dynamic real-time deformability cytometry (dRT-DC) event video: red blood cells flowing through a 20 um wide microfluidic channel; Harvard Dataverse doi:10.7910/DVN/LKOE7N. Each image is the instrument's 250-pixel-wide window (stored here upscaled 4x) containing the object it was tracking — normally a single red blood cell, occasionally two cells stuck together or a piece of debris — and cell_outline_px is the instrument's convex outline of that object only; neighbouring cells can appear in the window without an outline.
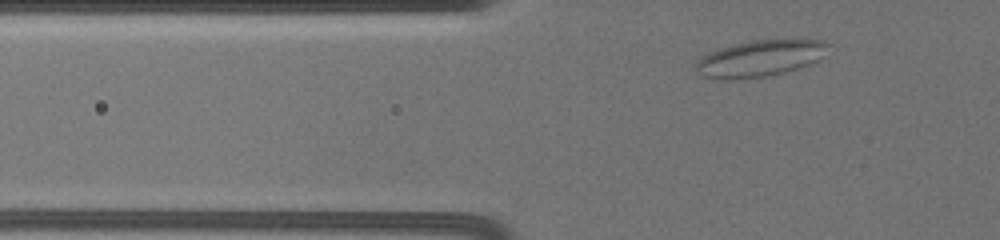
{"species": "common noctule bat (a hibernating species)", "species_latin": "Nyctalus noctula", "temperature_condition": "warm", "stored_images_in_passage": 23, "camera_frame_rate_fps": 3000, "um_per_image_px": 0.085, "animal": {"sex": "female", "body_mass_g": 19.5, "forearm_length_mm": 54.1}, "frame": {"image": 1, "passage_image": 3, "time_ms": 1.0, "image_size_px": [1000, 240], "cell_outline_px": [[832, 44], [816, 60], [808, 64], [784, 72], [768, 76], [732, 80], [716, 80], [704, 76], [696, 72], [696, 64], [708, 52], [720, 48], [752, 40], [824, 40]], "centroid_in_image_um": [64.56, 4.97], "position_along_channel_um": 61.2, "area_um2": 27.74}}
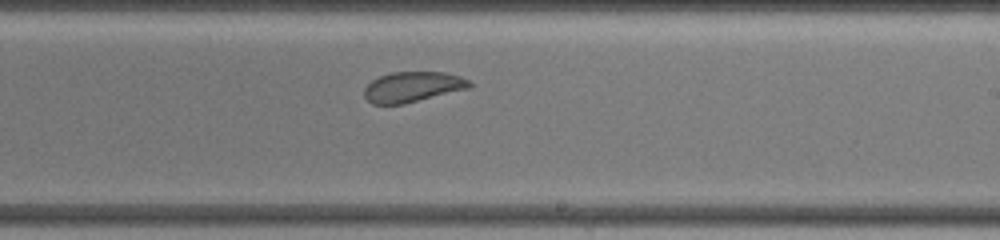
{"frame": {"image": 2, "passage_image": 14, "time_ms": 7.0, "image_size_px": [1000, 240], "cell_outline_px": [[472, 88], [404, 104], [372, 104], [364, 96], [364, 88], [372, 80], [380, 76], [392, 72], [444, 72], [460, 76], [468, 80], [472, 84]], "centroid_in_image_um": [35.1, 7.39], "position_along_channel_um": 253.9, "area_um2": 18.73}}
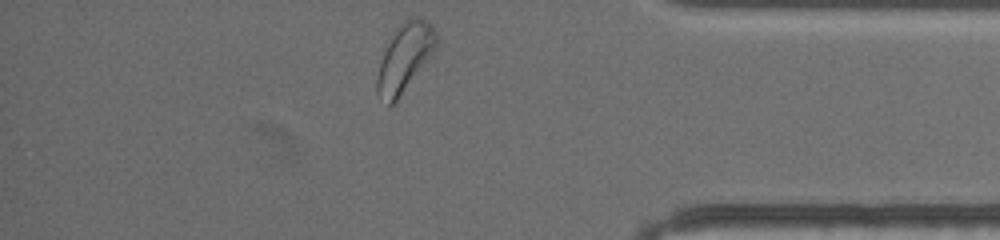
{"frame": {"image": 3, "passage_image": 23, "time_ms": 11.667, "image_size_px": [1000, 240], "cell_outline_px": [[440, 40], [436, 48], [396, 100], [392, 104], [388, 104], [376, 92], [376, 76], [380, 60], [396, 28], [408, 16], [420, 16], [432, 24]], "centroid_in_image_um": [34.42, 4.81], "position_along_channel_um": 400.8, "area_um2": 23.18}, "authors_computed_cell_mechanics": {"area_um2": 20.7502, "velocity_mm_per_s": 3.5155, "shape_relaxation_time_tau1_ms": 10.3904, "shape_relaxation_time_tau2_ms": 2.0989, "deformation_change_tau1": 0.1348, "deformation_change_tau2": 0.0714}}